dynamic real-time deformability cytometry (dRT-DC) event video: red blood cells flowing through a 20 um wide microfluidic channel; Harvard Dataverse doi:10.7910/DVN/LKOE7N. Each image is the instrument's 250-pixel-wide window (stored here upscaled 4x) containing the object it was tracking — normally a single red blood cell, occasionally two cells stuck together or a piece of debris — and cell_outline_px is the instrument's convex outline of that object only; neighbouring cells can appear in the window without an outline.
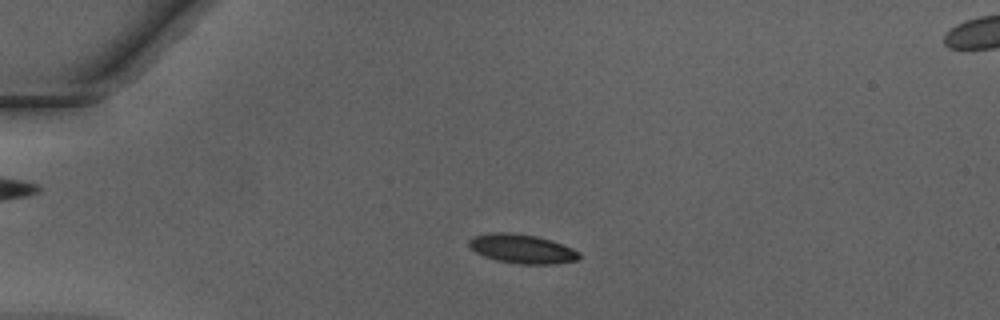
{"species": "Egyptian fruit bat (a non-hibernating species)", "species_latin": "Rousettus aegyptiacus", "temperature_condition": "warm", "stored_images_in_passage": 44, "camera_frame_rate_fps": 3000, "um_per_image_px": 0.085, "animal": {"sex": "male"}, "frame": {"image": 1, "passage_image": 7, "time_ms": 2.0, "image_size_px": [1000, 320], "cell_outline_px": [[580, 256], [576, 260], [552, 264], [520, 264], [496, 260], [484, 256], [476, 252], [468, 244], [468, 240], [472, 236], [496, 232], [512, 232], [536, 236], [552, 240], [572, 248], [580, 252]], "centroid_in_image_um": [44.36, 21.14], "position_along_channel_um": 40.6, "area_um2": 18.67}}
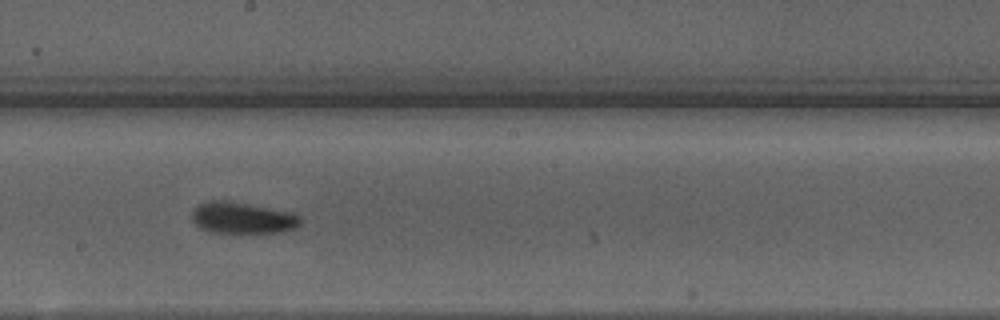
{"frame": {"image": 2, "passage_image": 23, "time_ms": 7.333, "image_size_px": [1000, 320], "cell_outline_px": [[300, 224], [296, 228], [284, 232], [212, 232], [200, 228], [192, 220], [192, 208], [208, 200], [232, 200], [292, 212], [300, 216]], "centroid_in_image_um": [20.61, 18.49], "position_along_channel_um": 227.6, "area_um2": 20.11}}
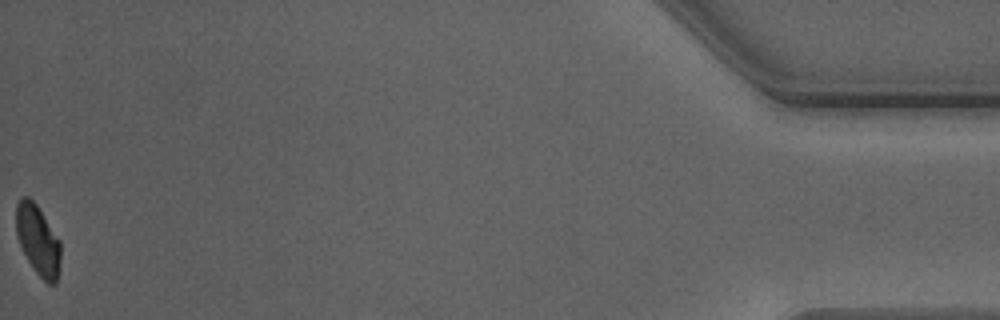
{"frame": {"image": 3, "passage_image": 44, "time_ms": 14.333, "image_size_px": [1000, 320], "cell_outline_px": [[60, 260], [56, 284], [48, 284], [36, 272], [28, 260], [16, 236], [16, 204], [24, 196], [28, 196], [36, 204], [60, 240]], "centroid_in_image_um": [3.22, 20.41], "position_along_channel_um": 432.0, "area_um2": 17.98}, "authors_computed_cell_mechanics": {"area_um2": 19.363, "velocity_mm_per_s": 4.2479, "shape_relaxation_time_tau1_ms": 1.6963, "shape_relaxation_time_tau2_ms": 2.6623, "deformation_change_tau1": 0.1129, "deformation_change_tau2": 0.0927}}